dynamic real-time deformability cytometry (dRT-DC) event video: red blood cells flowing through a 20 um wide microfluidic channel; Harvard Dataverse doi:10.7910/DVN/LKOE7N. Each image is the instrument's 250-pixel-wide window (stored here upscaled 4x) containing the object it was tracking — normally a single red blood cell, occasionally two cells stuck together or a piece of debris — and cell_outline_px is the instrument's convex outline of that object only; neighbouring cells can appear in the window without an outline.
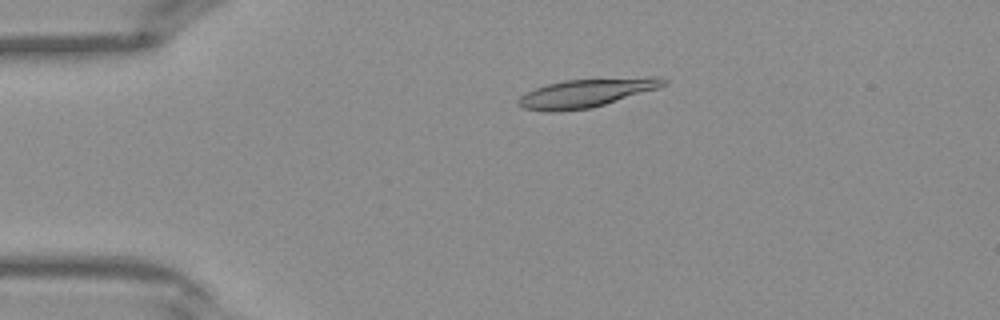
{"species": "Egyptian fruit bat (a non-hibernating species)", "species_latin": "Rousettus aegyptiacus", "temperature_condition": "warm", "stored_images_in_passage": 33, "camera_frame_rate_fps": 3000, "um_per_image_px": 0.085, "frame": {"image": 1, "passage_image": 1, "time_ms": 0.0, "image_size_px": [1000, 320], "cell_outline_px": [[668, 84], [656, 88], [592, 108], [552, 112], [544, 112], [524, 108], [516, 104], [516, 100], [520, 96], [544, 84], [564, 80], [648, 76], [660, 76], [668, 80]], "centroid_in_image_um": [49.82, 7.89], "position_along_channel_um": 35.2, "area_um2": 24.33}}
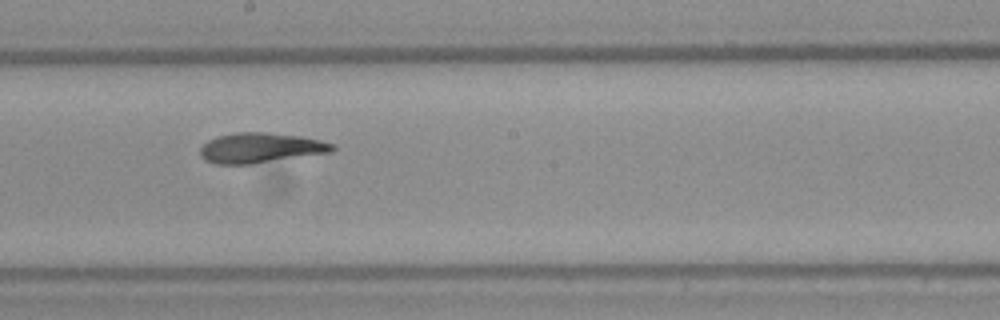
{"frame": {"image": 2, "passage_image": 15, "time_ms": 4.667, "image_size_px": [1000, 320], "cell_outline_px": [[336, 148], [332, 152], [252, 164], [216, 164], [204, 160], [200, 156], [200, 148], [208, 140], [216, 136], [236, 132], [268, 132], [300, 136], [320, 140], [336, 144]], "centroid_in_image_um": [22.15, 12.57], "position_along_channel_um": 226.1, "area_um2": 23.41}}
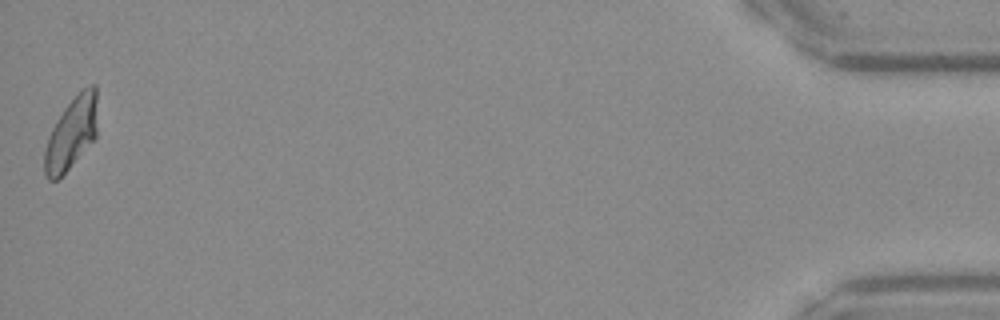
{"frame": {"image": 3, "passage_image": 33, "time_ms": 10.667, "image_size_px": [1000, 320], "cell_outline_px": [[96, 136], [68, 168], [56, 180], [48, 180], [44, 176], [44, 152], [48, 136], [52, 128], [64, 108], [88, 84], [96, 84]], "centroid_in_image_um": [6.04, 11.33], "position_along_channel_um": 429.2, "area_um2": 21.68}}